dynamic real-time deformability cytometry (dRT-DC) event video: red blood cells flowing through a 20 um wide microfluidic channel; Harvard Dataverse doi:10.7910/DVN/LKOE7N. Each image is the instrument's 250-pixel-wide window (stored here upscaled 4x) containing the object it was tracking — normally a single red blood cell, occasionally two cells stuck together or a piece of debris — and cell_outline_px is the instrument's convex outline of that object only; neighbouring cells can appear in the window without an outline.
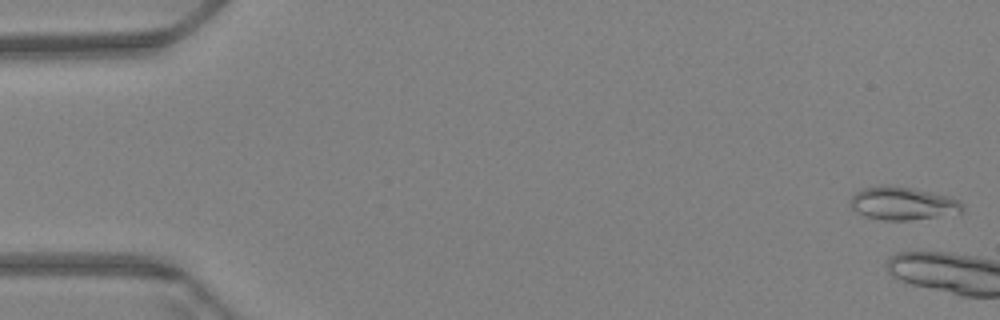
{"species": "Egyptian fruit bat (a non-hibernating species)", "species_latin": "Rousettus aegyptiacus", "temperature_condition": "warm", "stored_images_in_passage": 7, "camera_frame_rate_fps": 3000, "um_per_image_px": 0.085, "animal": {"sex": "female"}, "frame": {"image": 1, "passage_image": 2, "time_ms": 0.333, "image_size_px": [1000, 320], "cell_outline_px": [[964, 212], [908, 220], [884, 220], [864, 216], [852, 208], [852, 196], [860, 188], [880, 184], [888, 184], [912, 188], [932, 192], [948, 196], [960, 200], [964, 204]], "centroid_in_image_um": [76.74, 17.26], "position_along_channel_um": 8.3, "area_um2": 21.68}}